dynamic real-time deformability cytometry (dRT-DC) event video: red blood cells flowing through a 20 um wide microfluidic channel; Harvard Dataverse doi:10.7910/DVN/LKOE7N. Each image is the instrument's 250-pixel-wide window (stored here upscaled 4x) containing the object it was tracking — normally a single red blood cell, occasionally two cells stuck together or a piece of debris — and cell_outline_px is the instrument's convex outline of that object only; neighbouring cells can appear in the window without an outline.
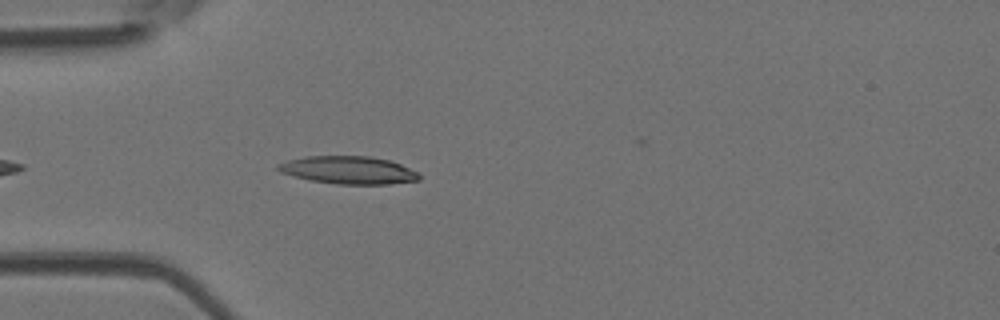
{"species": "Egyptian fruit bat (a non-hibernating species)", "species_latin": "Rousettus aegyptiacus", "temperature_condition": "room temperature", "stored_images_in_passage": 36, "camera_frame_rate_fps": 3000, "um_per_image_px": 0.085, "animal": {"sex": "female"}, "frame": {"image": 1, "passage_image": 4, "time_ms": 1.0, "image_size_px": [1000, 320], "cell_outline_px": [[420, 180], [388, 184], [336, 184], [308, 180], [280, 172], [276, 168], [276, 164], [288, 160], [304, 156], [368, 156], [388, 160], [400, 164], [416, 172], [420, 176]], "centroid_in_image_um": [29.57, 14.46], "position_along_channel_um": 55.4, "area_um2": 22.77}}
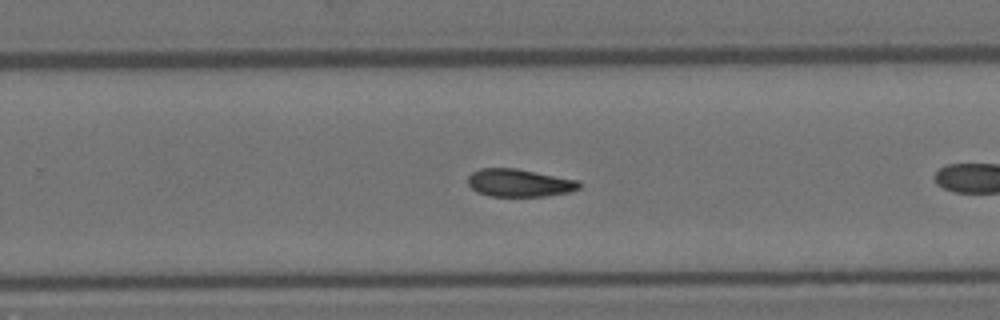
{"frame": {"image": 2, "passage_image": 18, "time_ms": 5.667, "image_size_px": [1000, 320], "cell_outline_px": [[580, 188], [568, 192], [544, 196], [488, 196], [476, 192], [468, 184], [468, 176], [472, 172], [480, 168], [516, 168], [580, 180]], "centroid_in_image_um": [44.13, 15.54], "position_along_channel_um": 285.7, "area_um2": 18.09}}
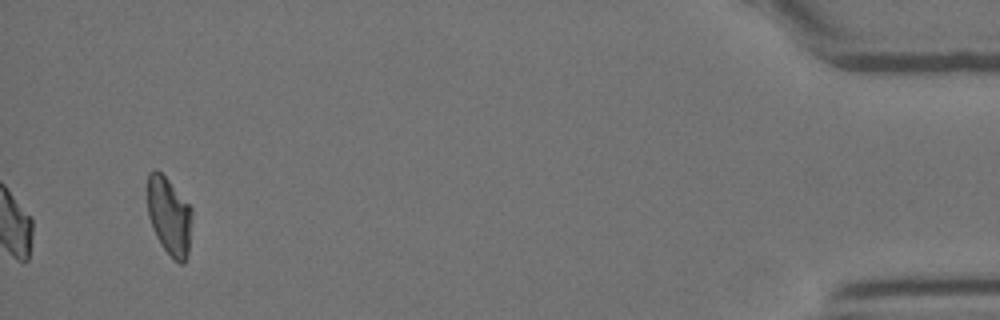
{"frame": {"image": 3, "passage_image": 36, "time_ms": 11.667, "image_size_px": [1000, 320], "cell_outline_px": [[192, 216], [188, 252], [184, 264], [180, 264], [172, 260], [160, 244], [152, 228], [148, 216], [148, 172], [156, 168], [168, 180], [192, 208]], "centroid_in_image_um": [14.38, 18.4], "position_along_channel_um": 420.8, "area_um2": 20.35}, "authors_computed_cell_mechanics": {"area_um2": 18.4093, "velocity_mm_per_s": 4.21, "shape_relaxation_time_tau1_ms": null, "shape_relaxation_time_tau2_ms": 11.3794, "deformation_change_tau1": null, "deformation_change_tau2": 0.2193}}